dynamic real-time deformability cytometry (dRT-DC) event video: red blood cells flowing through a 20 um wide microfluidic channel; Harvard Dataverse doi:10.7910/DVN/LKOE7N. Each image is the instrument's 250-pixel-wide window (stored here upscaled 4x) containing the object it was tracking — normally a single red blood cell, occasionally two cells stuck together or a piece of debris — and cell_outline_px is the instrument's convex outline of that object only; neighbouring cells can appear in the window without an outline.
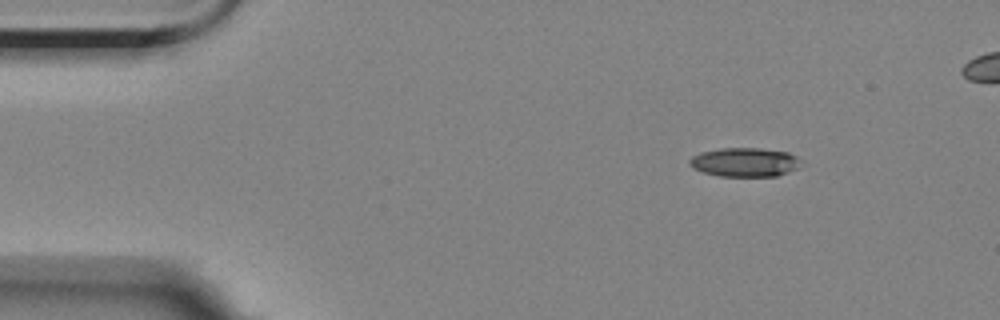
{"species": "Egyptian fruit bat (a non-hibernating species)", "species_latin": "Rousettus aegyptiacus", "temperature_condition": "room temperature", "stored_images_in_passage": 10, "camera_frame_rate_fps": 3000, "um_per_image_px": 0.085, "animal": {"sex": "female"}, "frame": {"image": 1, "passage_image": 1, "time_ms": 0.0, "image_size_px": [1000, 320], "cell_outline_px": [[800, 168], [776, 176], [720, 176], [704, 172], [692, 168], [688, 164], [688, 160], [692, 156], [700, 152], [720, 148], [760, 148], [788, 152], [796, 156], [800, 160]], "centroid_in_image_um": [63.29, 13.78], "position_along_channel_um": 21.7, "area_um2": 18.96}}
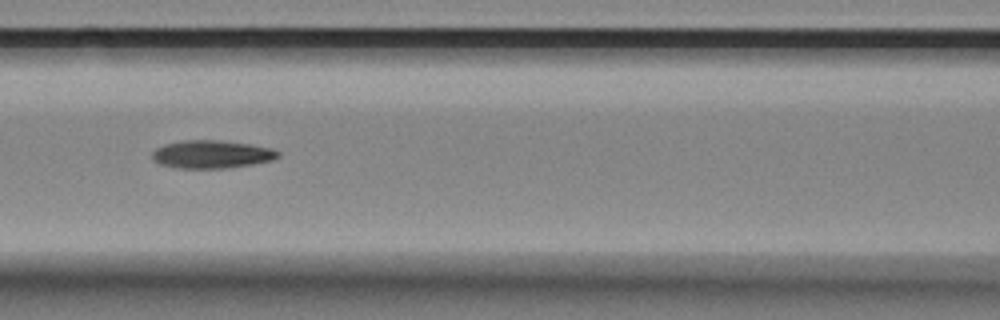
{"frame": {"image": 2, "passage_image": 6, "time_ms": 5.667, "image_size_px": [1000, 320], "cell_outline_px": [[280, 156], [272, 160], [252, 164], [228, 168], [176, 168], [160, 164], [152, 160], [152, 152], [156, 148], [164, 144], [184, 140], [216, 140], [248, 144], [272, 148], [280, 152]], "centroid_in_image_um": [17.97, 13.12], "position_along_channel_um": 148.6, "area_um2": 20.52}}
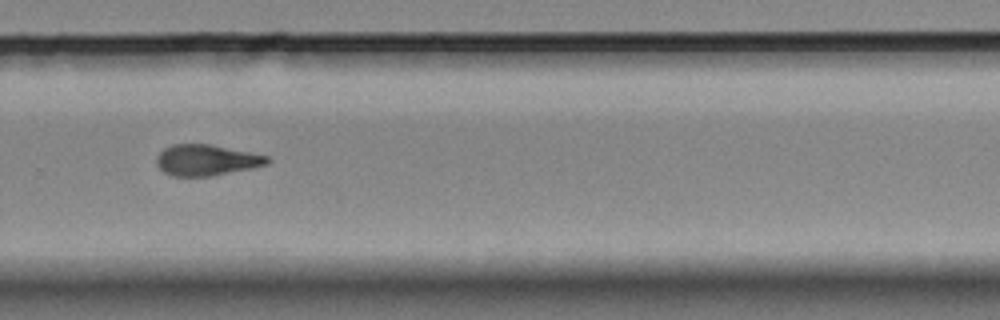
{"frame": {"image": 3, "passage_image": 10, "time_ms": 10.333, "image_size_px": [1000, 320], "cell_outline_px": [[272, 160], [268, 164], [252, 168], [212, 176], [172, 176], [164, 172], [156, 164], [156, 156], [164, 148], [172, 144], [208, 144], [268, 156]], "centroid_in_image_um": [17.53, 13.61], "position_along_channel_um": 312.3, "area_um2": 19.94}}